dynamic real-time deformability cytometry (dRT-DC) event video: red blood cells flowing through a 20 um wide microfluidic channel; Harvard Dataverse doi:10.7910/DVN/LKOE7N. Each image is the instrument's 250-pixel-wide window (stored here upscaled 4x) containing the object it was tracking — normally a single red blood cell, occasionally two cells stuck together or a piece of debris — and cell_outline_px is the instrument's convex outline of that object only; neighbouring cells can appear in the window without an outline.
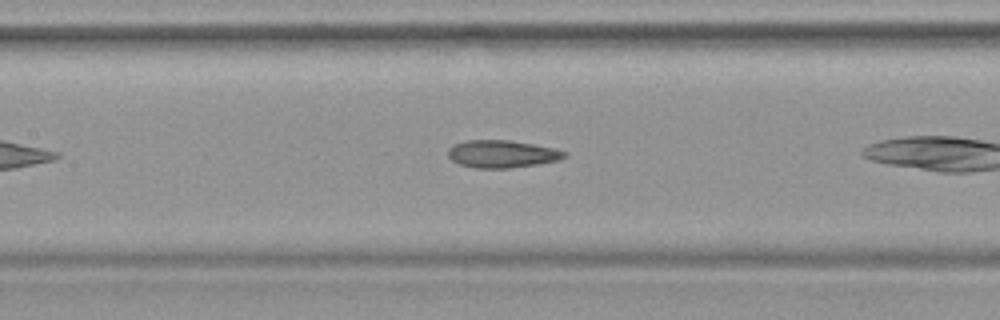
{"species": "common noctule bat (a hibernating species)", "species_latin": "Nyctalus noctula", "temperature_condition": "warm", "stored_images_in_passage": 17, "camera_frame_rate_fps": 3000, "um_per_image_px": 0.085, "animal": {"sex": "female", "body_mass_g": 19.9}, "frame": {"image": 1, "passage_image": 12, "time_ms": 3.667, "image_size_px": [1000, 320], "cell_outline_px": [[568, 156], [560, 160], [536, 164], [508, 168], [476, 168], [460, 164], [452, 160], [448, 156], [448, 148], [452, 144], [468, 140], [512, 140], [556, 148], [568, 152]], "centroid_in_image_um": [42.7, 13.07], "position_along_channel_um": 164.7, "area_um2": 18.84}}
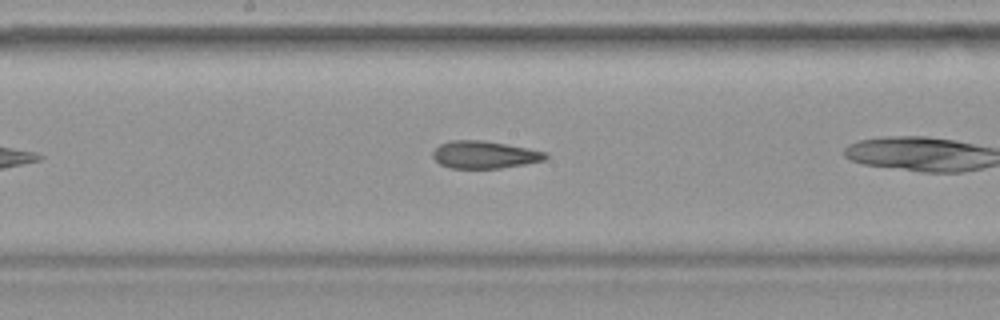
{"frame": {"image": 2, "passage_image": 15, "time_ms": 4.667, "image_size_px": [1000, 320], "cell_outline_px": [[548, 156], [544, 160], [524, 164], [500, 168], [452, 168], [440, 164], [432, 156], [432, 152], [440, 144], [452, 140], [484, 140], [528, 148], [548, 152]], "centroid_in_image_um": [41.19, 13.14], "position_along_channel_um": 207.0, "area_um2": 17.98}}